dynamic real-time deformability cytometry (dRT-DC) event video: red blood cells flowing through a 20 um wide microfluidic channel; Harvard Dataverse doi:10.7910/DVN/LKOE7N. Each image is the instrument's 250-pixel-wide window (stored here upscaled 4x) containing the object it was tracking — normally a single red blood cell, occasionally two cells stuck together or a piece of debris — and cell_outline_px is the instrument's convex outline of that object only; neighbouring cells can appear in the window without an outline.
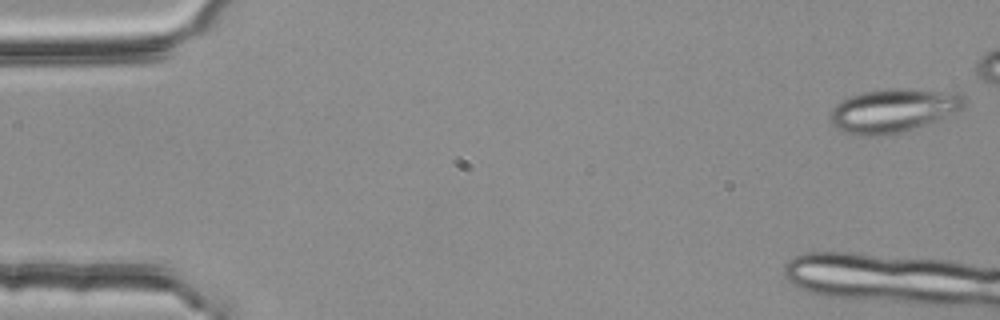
{"species": "common noctule bat (a hibernating species)", "species_latin": "Nyctalus noctula", "temperature_condition": "room temperature", "stored_images_in_passage": 16, "camera_frame_rate_fps": 3000, "um_per_image_px": 0.085, "animal": {"sex": "female", "body_mass_g": 25.1}, "frame": {"image": 1, "passage_image": 1, "time_ms": 0.0, "image_size_px": [1000, 320], "cell_outline_px": [[964, 104], [960, 108], [936, 120], [912, 128], [880, 136], [860, 136], [844, 132], [832, 124], [832, 108], [836, 104], [852, 96], [864, 92], [960, 92], [964, 96]], "centroid_in_image_um": [75.86, 9.46], "position_along_channel_um": 9.1, "area_um2": 31.79}}